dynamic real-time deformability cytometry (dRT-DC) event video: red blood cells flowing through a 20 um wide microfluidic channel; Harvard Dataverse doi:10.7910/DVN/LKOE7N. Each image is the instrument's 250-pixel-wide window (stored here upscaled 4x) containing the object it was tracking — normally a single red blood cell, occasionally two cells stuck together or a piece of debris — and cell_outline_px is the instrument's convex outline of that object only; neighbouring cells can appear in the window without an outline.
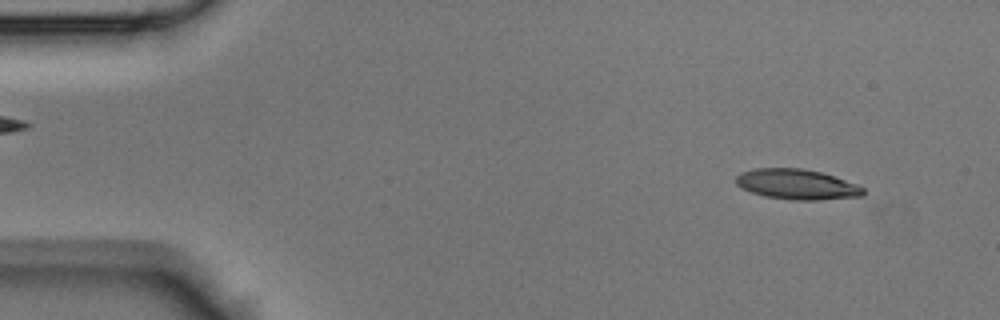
{"species": "Egyptian fruit bat (a non-hibernating species)", "species_latin": "Rousettus aegyptiacus", "temperature_condition": "room temperature", "stored_images_in_passage": 47, "camera_frame_rate_fps": 3000, "um_per_image_px": 0.085, "animal": {"sex": "male"}, "frame": {"image": 1, "passage_image": 4, "time_ms": 1.0, "image_size_px": [1000, 320], "cell_outline_px": [[864, 196], [816, 200], [792, 200], [764, 196], [752, 192], [736, 184], [736, 176], [740, 172], [752, 168], [804, 168], [820, 172], [856, 184], [864, 188]], "centroid_in_image_um": [67.71, 15.66], "position_along_channel_um": 17.3, "area_um2": 22.37}}
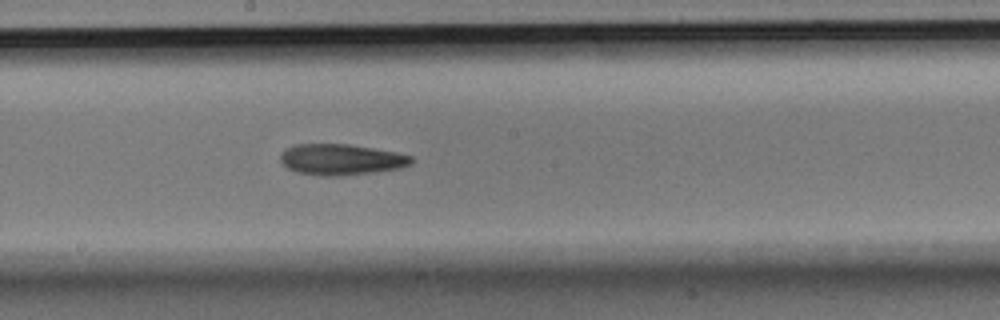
{"frame": {"image": 2, "passage_image": 25, "time_ms": 8.0, "image_size_px": [1000, 320], "cell_outline_px": [[412, 164], [400, 168], [376, 172], [340, 176], [320, 176], [296, 172], [288, 168], [280, 160], [280, 156], [284, 148], [296, 144], [348, 144], [396, 152], [412, 156]], "centroid_in_image_um": [28.98, 13.56], "position_along_channel_um": 219.2, "area_um2": 23.76}}
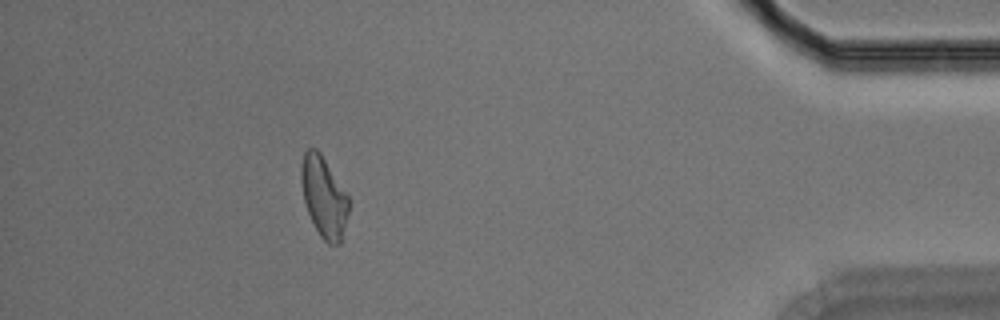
{"frame": {"image": 3, "passage_image": 42, "time_ms": 13.667, "image_size_px": [1000, 320], "cell_outline_px": [[348, 212], [340, 244], [328, 244], [320, 236], [308, 212], [304, 200], [300, 180], [300, 168], [304, 152], [308, 148], [316, 148], [320, 152], [348, 196]], "centroid_in_image_um": [27.5, 16.72], "position_along_channel_um": 407.7, "area_um2": 22.02}}